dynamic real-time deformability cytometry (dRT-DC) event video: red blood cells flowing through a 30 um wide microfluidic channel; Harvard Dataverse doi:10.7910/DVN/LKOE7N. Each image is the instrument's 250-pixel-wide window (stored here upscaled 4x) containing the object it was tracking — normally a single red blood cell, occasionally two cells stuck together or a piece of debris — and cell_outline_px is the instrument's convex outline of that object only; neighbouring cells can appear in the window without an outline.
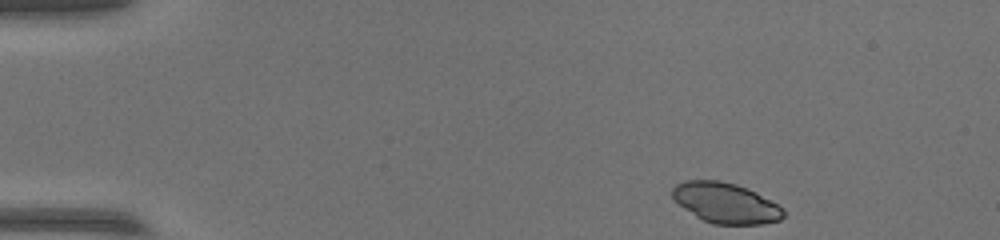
{"species": "common noctule bat (a hibernating species)", "species_latin": "Nyctalus noctula", "temperature_condition": "warm", "stored_images_in_passage": 46, "camera_frame_rate_fps": 3000, "um_per_image_px": 0.085, "animal": {"sex": "female", "body_mass_g": 17.0, "forearm_length_mm": 48.0}, "frame": {"image": 1, "passage_image": 1, "time_ms": 0.0, "image_size_px": [1000, 240], "cell_outline_px": [[784, 216], [780, 220], [764, 224], [712, 224], [696, 216], [684, 208], [672, 196], [672, 188], [676, 184], [684, 180], [720, 180], [736, 184], [756, 192], [776, 204], [784, 212]], "centroid_in_image_um": [61.66, 17.24], "position_along_channel_um": 23.3, "area_um2": 25.89}}
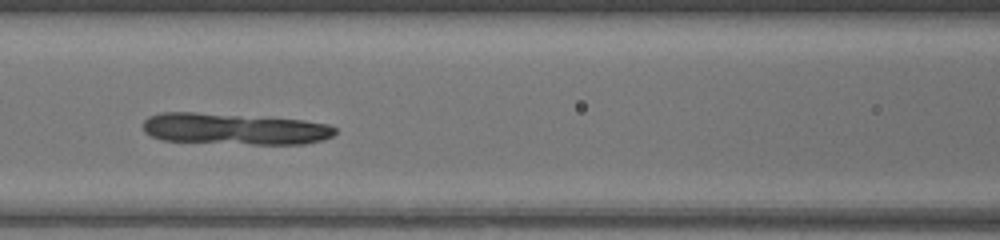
{"frame": {"image": 2, "passage_image": 18, "time_ms": 5.667, "image_size_px": [1000, 240], "cell_outline_px": [[336, 132], [332, 136], [324, 140], [304, 144], [252, 144], [164, 140], [152, 136], [144, 132], [144, 120], [148, 116], [160, 112], [196, 112], [304, 120], [328, 124], [336, 128]], "centroid_in_image_um": [19.94, 10.95], "position_along_channel_um": 146.7, "area_um2": 35.08}}
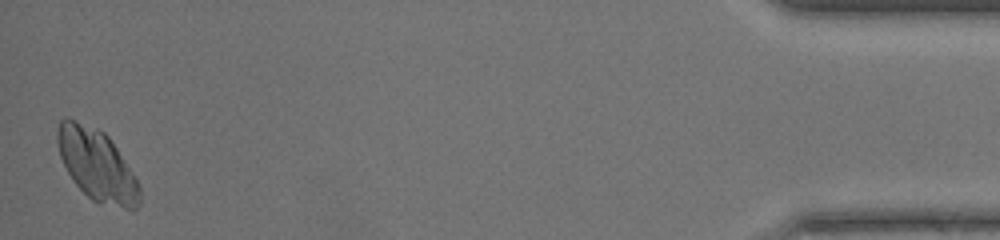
{"frame": {"image": 3, "passage_image": 46, "time_ms": 15.0, "image_size_px": [1000, 240], "cell_outline_px": [[140, 204], [136, 208], [124, 208], [92, 200], [76, 184], [68, 172], [60, 156], [56, 140], [56, 132], [60, 120], [64, 116], [68, 116], [96, 128], [104, 132], [108, 136], [132, 172], [140, 188]], "centroid_in_image_um": [8.2, 13.98], "position_along_channel_um": 427.0, "area_um2": 33.81}}